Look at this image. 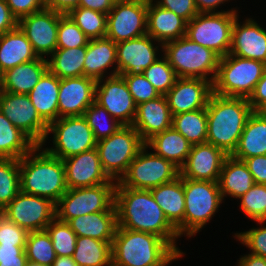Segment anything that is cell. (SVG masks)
Segmentation results:
<instances>
[{
	"label": "cell",
	"instance_id": "cell-7",
	"mask_svg": "<svg viewBox=\"0 0 266 266\" xmlns=\"http://www.w3.org/2000/svg\"><path fill=\"white\" fill-rule=\"evenodd\" d=\"M266 64L227 54L220 58L213 93L221 96L249 98L263 76Z\"/></svg>",
	"mask_w": 266,
	"mask_h": 266
},
{
	"label": "cell",
	"instance_id": "cell-3",
	"mask_svg": "<svg viewBox=\"0 0 266 266\" xmlns=\"http://www.w3.org/2000/svg\"><path fill=\"white\" fill-rule=\"evenodd\" d=\"M207 143L231 156L236 150L246 121L253 112L247 98L213 93L206 106Z\"/></svg>",
	"mask_w": 266,
	"mask_h": 266
},
{
	"label": "cell",
	"instance_id": "cell-25",
	"mask_svg": "<svg viewBox=\"0 0 266 266\" xmlns=\"http://www.w3.org/2000/svg\"><path fill=\"white\" fill-rule=\"evenodd\" d=\"M83 65V76L96 81L118 75L116 43L107 37L90 39Z\"/></svg>",
	"mask_w": 266,
	"mask_h": 266
},
{
	"label": "cell",
	"instance_id": "cell-29",
	"mask_svg": "<svg viewBox=\"0 0 266 266\" xmlns=\"http://www.w3.org/2000/svg\"><path fill=\"white\" fill-rule=\"evenodd\" d=\"M266 155V111H253L248 117L233 158L244 161Z\"/></svg>",
	"mask_w": 266,
	"mask_h": 266
},
{
	"label": "cell",
	"instance_id": "cell-4",
	"mask_svg": "<svg viewBox=\"0 0 266 266\" xmlns=\"http://www.w3.org/2000/svg\"><path fill=\"white\" fill-rule=\"evenodd\" d=\"M20 191L53 201L55 204L67 191L63 160L36 145L19 159Z\"/></svg>",
	"mask_w": 266,
	"mask_h": 266
},
{
	"label": "cell",
	"instance_id": "cell-31",
	"mask_svg": "<svg viewBox=\"0 0 266 266\" xmlns=\"http://www.w3.org/2000/svg\"><path fill=\"white\" fill-rule=\"evenodd\" d=\"M38 58L19 26L0 35V70L2 73Z\"/></svg>",
	"mask_w": 266,
	"mask_h": 266
},
{
	"label": "cell",
	"instance_id": "cell-41",
	"mask_svg": "<svg viewBox=\"0 0 266 266\" xmlns=\"http://www.w3.org/2000/svg\"><path fill=\"white\" fill-rule=\"evenodd\" d=\"M89 39L103 38L106 35L107 14L77 7L67 14Z\"/></svg>",
	"mask_w": 266,
	"mask_h": 266
},
{
	"label": "cell",
	"instance_id": "cell-45",
	"mask_svg": "<svg viewBox=\"0 0 266 266\" xmlns=\"http://www.w3.org/2000/svg\"><path fill=\"white\" fill-rule=\"evenodd\" d=\"M143 75L160 95H165L174 86L178 78L174 69L163 54L144 70Z\"/></svg>",
	"mask_w": 266,
	"mask_h": 266
},
{
	"label": "cell",
	"instance_id": "cell-20",
	"mask_svg": "<svg viewBox=\"0 0 266 266\" xmlns=\"http://www.w3.org/2000/svg\"><path fill=\"white\" fill-rule=\"evenodd\" d=\"M68 189L117 183L103 170L97 148L63 159Z\"/></svg>",
	"mask_w": 266,
	"mask_h": 266
},
{
	"label": "cell",
	"instance_id": "cell-30",
	"mask_svg": "<svg viewBox=\"0 0 266 266\" xmlns=\"http://www.w3.org/2000/svg\"><path fill=\"white\" fill-rule=\"evenodd\" d=\"M47 71V59L42 57L17 65L3 72L2 91L29 94Z\"/></svg>",
	"mask_w": 266,
	"mask_h": 266
},
{
	"label": "cell",
	"instance_id": "cell-50",
	"mask_svg": "<svg viewBox=\"0 0 266 266\" xmlns=\"http://www.w3.org/2000/svg\"><path fill=\"white\" fill-rule=\"evenodd\" d=\"M156 5L173 11L186 22L197 16L198 10L194 0H152Z\"/></svg>",
	"mask_w": 266,
	"mask_h": 266
},
{
	"label": "cell",
	"instance_id": "cell-32",
	"mask_svg": "<svg viewBox=\"0 0 266 266\" xmlns=\"http://www.w3.org/2000/svg\"><path fill=\"white\" fill-rule=\"evenodd\" d=\"M59 87L60 79L48 70L28 94L37 113L48 125L59 118Z\"/></svg>",
	"mask_w": 266,
	"mask_h": 266
},
{
	"label": "cell",
	"instance_id": "cell-27",
	"mask_svg": "<svg viewBox=\"0 0 266 266\" xmlns=\"http://www.w3.org/2000/svg\"><path fill=\"white\" fill-rule=\"evenodd\" d=\"M147 35L164 44L186 36L187 22L173 11L148 0Z\"/></svg>",
	"mask_w": 266,
	"mask_h": 266
},
{
	"label": "cell",
	"instance_id": "cell-23",
	"mask_svg": "<svg viewBox=\"0 0 266 266\" xmlns=\"http://www.w3.org/2000/svg\"><path fill=\"white\" fill-rule=\"evenodd\" d=\"M96 83V80L86 76L60 79L59 118L83 116L86 109L95 101Z\"/></svg>",
	"mask_w": 266,
	"mask_h": 266
},
{
	"label": "cell",
	"instance_id": "cell-17",
	"mask_svg": "<svg viewBox=\"0 0 266 266\" xmlns=\"http://www.w3.org/2000/svg\"><path fill=\"white\" fill-rule=\"evenodd\" d=\"M162 53L163 44L147 34L118 42L116 43L118 75L143 74L146 68L162 56Z\"/></svg>",
	"mask_w": 266,
	"mask_h": 266
},
{
	"label": "cell",
	"instance_id": "cell-24",
	"mask_svg": "<svg viewBox=\"0 0 266 266\" xmlns=\"http://www.w3.org/2000/svg\"><path fill=\"white\" fill-rule=\"evenodd\" d=\"M132 126L146 143L154 135L172 127V115L165 95L137 105Z\"/></svg>",
	"mask_w": 266,
	"mask_h": 266
},
{
	"label": "cell",
	"instance_id": "cell-56",
	"mask_svg": "<svg viewBox=\"0 0 266 266\" xmlns=\"http://www.w3.org/2000/svg\"><path fill=\"white\" fill-rule=\"evenodd\" d=\"M45 8L67 15L72 9L79 7L80 0H44Z\"/></svg>",
	"mask_w": 266,
	"mask_h": 266
},
{
	"label": "cell",
	"instance_id": "cell-54",
	"mask_svg": "<svg viewBox=\"0 0 266 266\" xmlns=\"http://www.w3.org/2000/svg\"><path fill=\"white\" fill-rule=\"evenodd\" d=\"M198 13H221V12H238L239 8H230L222 10V6H225L232 0H194ZM227 2V3H225ZM225 3V4H224ZM221 9L217 10V9ZM226 10V11H225Z\"/></svg>",
	"mask_w": 266,
	"mask_h": 266
},
{
	"label": "cell",
	"instance_id": "cell-5",
	"mask_svg": "<svg viewBox=\"0 0 266 266\" xmlns=\"http://www.w3.org/2000/svg\"><path fill=\"white\" fill-rule=\"evenodd\" d=\"M163 55L177 77L206 79L212 83L221 58L213 50L191 41L186 36L164 43Z\"/></svg>",
	"mask_w": 266,
	"mask_h": 266
},
{
	"label": "cell",
	"instance_id": "cell-61",
	"mask_svg": "<svg viewBox=\"0 0 266 266\" xmlns=\"http://www.w3.org/2000/svg\"><path fill=\"white\" fill-rule=\"evenodd\" d=\"M51 266H78L77 263L70 256H57Z\"/></svg>",
	"mask_w": 266,
	"mask_h": 266
},
{
	"label": "cell",
	"instance_id": "cell-53",
	"mask_svg": "<svg viewBox=\"0 0 266 266\" xmlns=\"http://www.w3.org/2000/svg\"><path fill=\"white\" fill-rule=\"evenodd\" d=\"M253 111H266V69L248 98Z\"/></svg>",
	"mask_w": 266,
	"mask_h": 266
},
{
	"label": "cell",
	"instance_id": "cell-19",
	"mask_svg": "<svg viewBox=\"0 0 266 266\" xmlns=\"http://www.w3.org/2000/svg\"><path fill=\"white\" fill-rule=\"evenodd\" d=\"M213 94V83L206 79L180 78L165 94L171 115L206 108Z\"/></svg>",
	"mask_w": 266,
	"mask_h": 266
},
{
	"label": "cell",
	"instance_id": "cell-34",
	"mask_svg": "<svg viewBox=\"0 0 266 266\" xmlns=\"http://www.w3.org/2000/svg\"><path fill=\"white\" fill-rule=\"evenodd\" d=\"M145 145L156 155L171 161L179 169L185 164L192 146L173 127L154 135Z\"/></svg>",
	"mask_w": 266,
	"mask_h": 266
},
{
	"label": "cell",
	"instance_id": "cell-62",
	"mask_svg": "<svg viewBox=\"0 0 266 266\" xmlns=\"http://www.w3.org/2000/svg\"><path fill=\"white\" fill-rule=\"evenodd\" d=\"M26 266H45V265H41V264H37V263H33L28 261Z\"/></svg>",
	"mask_w": 266,
	"mask_h": 266
},
{
	"label": "cell",
	"instance_id": "cell-39",
	"mask_svg": "<svg viewBox=\"0 0 266 266\" xmlns=\"http://www.w3.org/2000/svg\"><path fill=\"white\" fill-rule=\"evenodd\" d=\"M24 250L27 261L45 266H51L57 257L46 230L28 232Z\"/></svg>",
	"mask_w": 266,
	"mask_h": 266
},
{
	"label": "cell",
	"instance_id": "cell-48",
	"mask_svg": "<svg viewBox=\"0 0 266 266\" xmlns=\"http://www.w3.org/2000/svg\"><path fill=\"white\" fill-rule=\"evenodd\" d=\"M127 83L129 92L137 105L155 99L160 93L143 74H121Z\"/></svg>",
	"mask_w": 266,
	"mask_h": 266
},
{
	"label": "cell",
	"instance_id": "cell-58",
	"mask_svg": "<svg viewBox=\"0 0 266 266\" xmlns=\"http://www.w3.org/2000/svg\"><path fill=\"white\" fill-rule=\"evenodd\" d=\"M25 245H3L0 244V260L18 259L24 251Z\"/></svg>",
	"mask_w": 266,
	"mask_h": 266
},
{
	"label": "cell",
	"instance_id": "cell-35",
	"mask_svg": "<svg viewBox=\"0 0 266 266\" xmlns=\"http://www.w3.org/2000/svg\"><path fill=\"white\" fill-rule=\"evenodd\" d=\"M87 46L57 48L48 58V70L59 79L83 76Z\"/></svg>",
	"mask_w": 266,
	"mask_h": 266
},
{
	"label": "cell",
	"instance_id": "cell-9",
	"mask_svg": "<svg viewBox=\"0 0 266 266\" xmlns=\"http://www.w3.org/2000/svg\"><path fill=\"white\" fill-rule=\"evenodd\" d=\"M144 146L135 128L124 125L111 136L97 141L96 148L103 170L112 180L119 181Z\"/></svg>",
	"mask_w": 266,
	"mask_h": 266
},
{
	"label": "cell",
	"instance_id": "cell-49",
	"mask_svg": "<svg viewBox=\"0 0 266 266\" xmlns=\"http://www.w3.org/2000/svg\"><path fill=\"white\" fill-rule=\"evenodd\" d=\"M28 232L0 214V244L25 245Z\"/></svg>",
	"mask_w": 266,
	"mask_h": 266
},
{
	"label": "cell",
	"instance_id": "cell-10",
	"mask_svg": "<svg viewBox=\"0 0 266 266\" xmlns=\"http://www.w3.org/2000/svg\"><path fill=\"white\" fill-rule=\"evenodd\" d=\"M116 184L104 183L91 187L67 189L56 204V217L63 222H68L81 215L116 210Z\"/></svg>",
	"mask_w": 266,
	"mask_h": 266
},
{
	"label": "cell",
	"instance_id": "cell-37",
	"mask_svg": "<svg viewBox=\"0 0 266 266\" xmlns=\"http://www.w3.org/2000/svg\"><path fill=\"white\" fill-rule=\"evenodd\" d=\"M111 244L91 237H77L72 258L78 266H111Z\"/></svg>",
	"mask_w": 266,
	"mask_h": 266
},
{
	"label": "cell",
	"instance_id": "cell-6",
	"mask_svg": "<svg viewBox=\"0 0 266 266\" xmlns=\"http://www.w3.org/2000/svg\"><path fill=\"white\" fill-rule=\"evenodd\" d=\"M184 237L190 239L210 223L224 203L218 182L184 178Z\"/></svg>",
	"mask_w": 266,
	"mask_h": 266
},
{
	"label": "cell",
	"instance_id": "cell-63",
	"mask_svg": "<svg viewBox=\"0 0 266 266\" xmlns=\"http://www.w3.org/2000/svg\"><path fill=\"white\" fill-rule=\"evenodd\" d=\"M2 75L3 73L0 70V92L2 91Z\"/></svg>",
	"mask_w": 266,
	"mask_h": 266
},
{
	"label": "cell",
	"instance_id": "cell-42",
	"mask_svg": "<svg viewBox=\"0 0 266 266\" xmlns=\"http://www.w3.org/2000/svg\"><path fill=\"white\" fill-rule=\"evenodd\" d=\"M83 116L87 120L97 141L111 136L124 126L95 101L86 109Z\"/></svg>",
	"mask_w": 266,
	"mask_h": 266
},
{
	"label": "cell",
	"instance_id": "cell-28",
	"mask_svg": "<svg viewBox=\"0 0 266 266\" xmlns=\"http://www.w3.org/2000/svg\"><path fill=\"white\" fill-rule=\"evenodd\" d=\"M67 223L78 237L112 242L117 229V212L99 211L72 218Z\"/></svg>",
	"mask_w": 266,
	"mask_h": 266
},
{
	"label": "cell",
	"instance_id": "cell-33",
	"mask_svg": "<svg viewBox=\"0 0 266 266\" xmlns=\"http://www.w3.org/2000/svg\"><path fill=\"white\" fill-rule=\"evenodd\" d=\"M218 184L224 201L227 197L235 200L240 198L255 183L244 161L228 156L223 163Z\"/></svg>",
	"mask_w": 266,
	"mask_h": 266
},
{
	"label": "cell",
	"instance_id": "cell-44",
	"mask_svg": "<svg viewBox=\"0 0 266 266\" xmlns=\"http://www.w3.org/2000/svg\"><path fill=\"white\" fill-rule=\"evenodd\" d=\"M240 200L239 209L252 221H266V184H254Z\"/></svg>",
	"mask_w": 266,
	"mask_h": 266
},
{
	"label": "cell",
	"instance_id": "cell-36",
	"mask_svg": "<svg viewBox=\"0 0 266 266\" xmlns=\"http://www.w3.org/2000/svg\"><path fill=\"white\" fill-rule=\"evenodd\" d=\"M36 144L0 111V158L21 159Z\"/></svg>",
	"mask_w": 266,
	"mask_h": 266
},
{
	"label": "cell",
	"instance_id": "cell-15",
	"mask_svg": "<svg viewBox=\"0 0 266 266\" xmlns=\"http://www.w3.org/2000/svg\"><path fill=\"white\" fill-rule=\"evenodd\" d=\"M0 111L36 145L43 144L48 124L37 113L28 94L1 91Z\"/></svg>",
	"mask_w": 266,
	"mask_h": 266
},
{
	"label": "cell",
	"instance_id": "cell-46",
	"mask_svg": "<svg viewBox=\"0 0 266 266\" xmlns=\"http://www.w3.org/2000/svg\"><path fill=\"white\" fill-rule=\"evenodd\" d=\"M89 38L68 16L62 14L59 18L57 31V48H76L87 46Z\"/></svg>",
	"mask_w": 266,
	"mask_h": 266
},
{
	"label": "cell",
	"instance_id": "cell-55",
	"mask_svg": "<svg viewBox=\"0 0 266 266\" xmlns=\"http://www.w3.org/2000/svg\"><path fill=\"white\" fill-rule=\"evenodd\" d=\"M18 20L11 13L5 0H0V35L15 29Z\"/></svg>",
	"mask_w": 266,
	"mask_h": 266
},
{
	"label": "cell",
	"instance_id": "cell-16",
	"mask_svg": "<svg viewBox=\"0 0 266 266\" xmlns=\"http://www.w3.org/2000/svg\"><path fill=\"white\" fill-rule=\"evenodd\" d=\"M95 102L104 107L121 124L132 125L136 116L137 104L121 75L97 80Z\"/></svg>",
	"mask_w": 266,
	"mask_h": 266
},
{
	"label": "cell",
	"instance_id": "cell-38",
	"mask_svg": "<svg viewBox=\"0 0 266 266\" xmlns=\"http://www.w3.org/2000/svg\"><path fill=\"white\" fill-rule=\"evenodd\" d=\"M172 127L193 146L207 141L206 108L172 116Z\"/></svg>",
	"mask_w": 266,
	"mask_h": 266
},
{
	"label": "cell",
	"instance_id": "cell-59",
	"mask_svg": "<svg viewBox=\"0 0 266 266\" xmlns=\"http://www.w3.org/2000/svg\"><path fill=\"white\" fill-rule=\"evenodd\" d=\"M235 266H266V258L251 253L243 254Z\"/></svg>",
	"mask_w": 266,
	"mask_h": 266
},
{
	"label": "cell",
	"instance_id": "cell-40",
	"mask_svg": "<svg viewBox=\"0 0 266 266\" xmlns=\"http://www.w3.org/2000/svg\"><path fill=\"white\" fill-rule=\"evenodd\" d=\"M20 192L19 160L0 158V211Z\"/></svg>",
	"mask_w": 266,
	"mask_h": 266
},
{
	"label": "cell",
	"instance_id": "cell-13",
	"mask_svg": "<svg viewBox=\"0 0 266 266\" xmlns=\"http://www.w3.org/2000/svg\"><path fill=\"white\" fill-rule=\"evenodd\" d=\"M148 0H123L107 14L106 35L114 43L147 34Z\"/></svg>",
	"mask_w": 266,
	"mask_h": 266
},
{
	"label": "cell",
	"instance_id": "cell-11",
	"mask_svg": "<svg viewBox=\"0 0 266 266\" xmlns=\"http://www.w3.org/2000/svg\"><path fill=\"white\" fill-rule=\"evenodd\" d=\"M238 13H199L187 22L186 37L224 57L231 48L232 29Z\"/></svg>",
	"mask_w": 266,
	"mask_h": 266
},
{
	"label": "cell",
	"instance_id": "cell-8",
	"mask_svg": "<svg viewBox=\"0 0 266 266\" xmlns=\"http://www.w3.org/2000/svg\"><path fill=\"white\" fill-rule=\"evenodd\" d=\"M52 135V138L49 137ZM53 147H45L47 140ZM97 140L84 116L61 117L48 125L45 141L41 145L52 156L61 160L96 148Z\"/></svg>",
	"mask_w": 266,
	"mask_h": 266
},
{
	"label": "cell",
	"instance_id": "cell-43",
	"mask_svg": "<svg viewBox=\"0 0 266 266\" xmlns=\"http://www.w3.org/2000/svg\"><path fill=\"white\" fill-rule=\"evenodd\" d=\"M51 237L52 244L55 250L56 256L72 257L76 242L77 235L70 228L67 222H63L55 217L45 229Z\"/></svg>",
	"mask_w": 266,
	"mask_h": 266
},
{
	"label": "cell",
	"instance_id": "cell-14",
	"mask_svg": "<svg viewBox=\"0 0 266 266\" xmlns=\"http://www.w3.org/2000/svg\"><path fill=\"white\" fill-rule=\"evenodd\" d=\"M0 214L27 232L42 231L56 217V204L20 191Z\"/></svg>",
	"mask_w": 266,
	"mask_h": 266
},
{
	"label": "cell",
	"instance_id": "cell-51",
	"mask_svg": "<svg viewBox=\"0 0 266 266\" xmlns=\"http://www.w3.org/2000/svg\"><path fill=\"white\" fill-rule=\"evenodd\" d=\"M13 16L21 18L45 8L44 0H5Z\"/></svg>",
	"mask_w": 266,
	"mask_h": 266
},
{
	"label": "cell",
	"instance_id": "cell-22",
	"mask_svg": "<svg viewBox=\"0 0 266 266\" xmlns=\"http://www.w3.org/2000/svg\"><path fill=\"white\" fill-rule=\"evenodd\" d=\"M251 17H246L243 22H240L239 15L235 18L229 54L266 64V28Z\"/></svg>",
	"mask_w": 266,
	"mask_h": 266
},
{
	"label": "cell",
	"instance_id": "cell-60",
	"mask_svg": "<svg viewBox=\"0 0 266 266\" xmlns=\"http://www.w3.org/2000/svg\"><path fill=\"white\" fill-rule=\"evenodd\" d=\"M27 257L25 250L18 256V259L0 260V266H26Z\"/></svg>",
	"mask_w": 266,
	"mask_h": 266
},
{
	"label": "cell",
	"instance_id": "cell-1",
	"mask_svg": "<svg viewBox=\"0 0 266 266\" xmlns=\"http://www.w3.org/2000/svg\"><path fill=\"white\" fill-rule=\"evenodd\" d=\"M117 226L132 231L155 234L164 239L178 254L186 255L178 246L177 230L169 223L150 190L115 188Z\"/></svg>",
	"mask_w": 266,
	"mask_h": 266
},
{
	"label": "cell",
	"instance_id": "cell-12",
	"mask_svg": "<svg viewBox=\"0 0 266 266\" xmlns=\"http://www.w3.org/2000/svg\"><path fill=\"white\" fill-rule=\"evenodd\" d=\"M145 145L129 164L127 172L118 181L123 187L150 190L173 181L180 175V169L171 161L156 155Z\"/></svg>",
	"mask_w": 266,
	"mask_h": 266
},
{
	"label": "cell",
	"instance_id": "cell-18",
	"mask_svg": "<svg viewBox=\"0 0 266 266\" xmlns=\"http://www.w3.org/2000/svg\"><path fill=\"white\" fill-rule=\"evenodd\" d=\"M61 15L44 8L18 21V26L25 33L38 57L47 59L57 49V31Z\"/></svg>",
	"mask_w": 266,
	"mask_h": 266
},
{
	"label": "cell",
	"instance_id": "cell-52",
	"mask_svg": "<svg viewBox=\"0 0 266 266\" xmlns=\"http://www.w3.org/2000/svg\"><path fill=\"white\" fill-rule=\"evenodd\" d=\"M254 183L266 184V155H257L244 160Z\"/></svg>",
	"mask_w": 266,
	"mask_h": 266
},
{
	"label": "cell",
	"instance_id": "cell-64",
	"mask_svg": "<svg viewBox=\"0 0 266 266\" xmlns=\"http://www.w3.org/2000/svg\"><path fill=\"white\" fill-rule=\"evenodd\" d=\"M114 4H116L117 2L123 1V0H111Z\"/></svg>",
	"mask_w": 266,
	"mask_h": 266
},
{
	"label": "cell",
	"instance_id": "cell-57",
	"mask_svg": "<svg viewBox=\"0 0 266 266\" xmlns=\"http://www.w3.org/2000/svg\"><path fill=\"white\" fill-rule=\"evenodd\" d=\"M114 6L111 0H80L79 7L92 9L104 14H108Z\"/></svg>",
	"mask_w": 266,
	"mask_h": 266
},
{
	"label": "cell",
	"instance_id": "cell-26",
	"mask_svg": "<svg viewBox=\"0 0 266 266\" xmlns=\"http://www.w3.org/2000/svg\"><path fill=\"white\" fill-rule=\"evenodd\" d=\"M150 191L169 223L177 230L179 237H183L185 213L184 178L179 175L173 181L152 188Z\"/></svg>",
	"mask_w": 266,
	"mask_h": 266
},
{
	"label": "cell",
	"instance_id": "cell-21",
	"mask_svg": "<svg viewBox=\"0 0 266 266\" xmlns=\"http://www.w3.org/2000/svg\"><path fill=\"white\" fill-rule=\"evenodd\" d=\"M228 155L210 143L191 146L185 164L180 168L182 178L218 182L223 163Z\"/></svg>",
	"mask_w": 266,
	"mask_h": 266
},
{
	"label": "cell",
	"instance_id": "cell-47",
	"mask_svg": "<svg viewBox=\"0 0 266 266\" xmlns=\"http://www.w3.org/2000/svg\"><path fill=\"white\" fill-rule=\"evenodd\" d=\"M259 227H252L247 231L234 232L233 238L245 245L249 253L266 258V221H256Z\"/></svg>",
	"mask_w": 266,
	"mask_h": 266
},
{
	"label": "cell",
	"instance_id": "cell-2",
	"mask_svg": "<svg viewBox=\"0 0 266 266\" xmlns=\"http://www.w3.org/2000/svg\"><path fill=\"white\" fill-rule=\"evenodd\" d=\"M112 266H167L184 255L164 239L117 226L111 244Z\"/></svg>",
	"mask_w": 266,
	"mask_h": 266
}]
</instances>
